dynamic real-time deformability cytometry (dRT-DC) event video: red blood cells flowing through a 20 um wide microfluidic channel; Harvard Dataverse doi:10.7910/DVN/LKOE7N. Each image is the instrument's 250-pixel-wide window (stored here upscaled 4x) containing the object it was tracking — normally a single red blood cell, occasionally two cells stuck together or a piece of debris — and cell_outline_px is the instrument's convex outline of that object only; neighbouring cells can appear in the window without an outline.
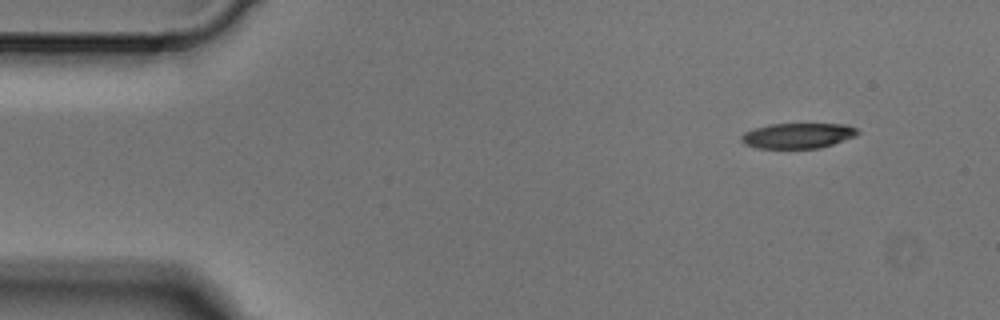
{"species": "Egyptian fruit bat (a non-hibernating species)", "species_latin": "Rousettus aegyptiacus", "temperature_condition": "cold", "stored_images_in_passage": 5, "camera_frame_rate_fps": 3000, "um_per_image_px": 0.085, "animal": {"sex": "male"}, "frame": {"image": 1, "passage_image": 1, "time_ms": 0.0, "image_size_px": [1000, 320], "cell_outline_px": [[860, 132], [856, 136], [820, 148], [756, 148], [744, 144], [740, 140], [740, 136], [744, 132], [768, 124], [848, 124], [856, 128]], "centroid_in_image_um": [67.81, 11.53], "position_along_channel_um": 17.2, "area_um2": 17.22}}
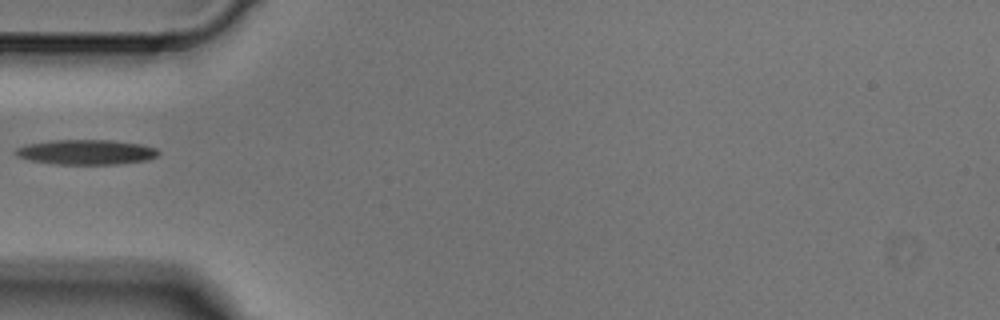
{"frame": {"image": 2, "passage_image": 4, "time_ms": 1.0, "image_size_px": [1000, 320], "cell_outline_px": [[160, 152], [156, 156], [148, 160], [120, 164], [52, 164], [28, 160], [16, 156], [12, 152], [16, 148], [28, 144], [52, 140], [108, 140], [140, 144], [156, 148]], "centroid_in_image_um": [7.29, 12.94], "position_along_channel_um": 77.7, "area_um2": 20.87}}
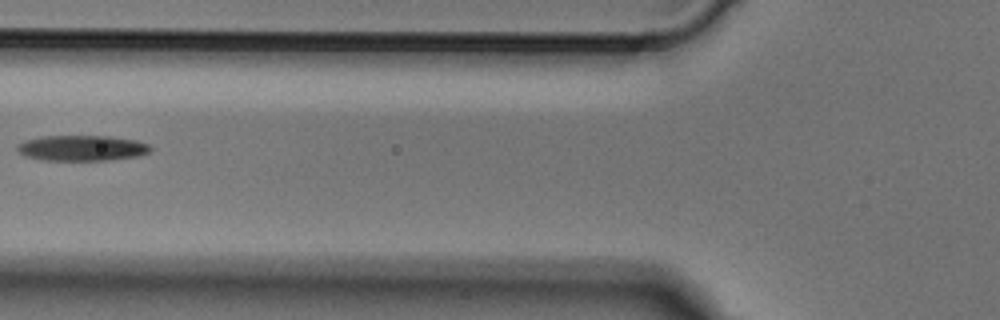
{"frame": {"image": 3, "passage_image": 5, "time_ms": 1.333, "image_size_px": [1000, 320], "cell_outline_px": [[152, 148], [148, 152], [140, 156], [108, 160], [40, 160], [24, 156], [16, 148], [20, 144], [28, 140], [44, 136], [108, 136], [136, 140], [148, 144]], "centroid_in_image_um": [7.0, 12.59], "position_along_channel_um": 118.8, "area_um2": 19.71}}